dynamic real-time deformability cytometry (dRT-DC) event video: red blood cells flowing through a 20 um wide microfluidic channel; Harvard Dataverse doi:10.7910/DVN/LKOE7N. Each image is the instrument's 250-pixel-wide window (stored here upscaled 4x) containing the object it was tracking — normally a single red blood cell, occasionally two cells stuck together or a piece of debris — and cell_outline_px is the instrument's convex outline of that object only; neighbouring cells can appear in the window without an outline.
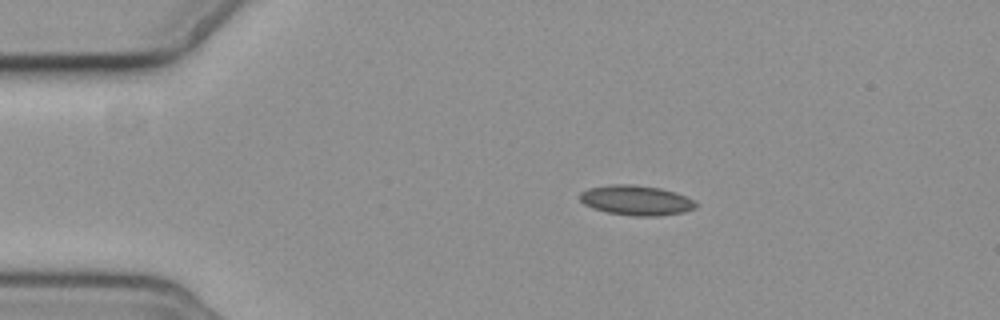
{"species": "common noctule bat (a hibernating species)", "species_latin": "Nyctalus noctula", "temperature_condition": "cold", "stored_images_in_passage": 8, "camera_frame_rate_fps": 3000, "um_per_image_px": 0.085, "animal": {"sex": "female", "body_mass_g": 19.3, "forearm_length_mm": 54.1}, "frame": {"image": 1, "passage_image": 3, "time_ms": 2.333, "image_size_px": [1000, 320], "cell_outline_px": [[696, 208], [684, 212], [656, 216], [636, 216], [608, 212], [592, 208], [584, 204], [580, 200], [580, 192], [588, 188], [612, 184], [636, 184], [660, 188], [676, 192], [692, 200], [696, 204]], "centroid_in_image_um": [54.05, 17.01], "position_along_channel_um": 30.9, "area_um2": 20.17}}
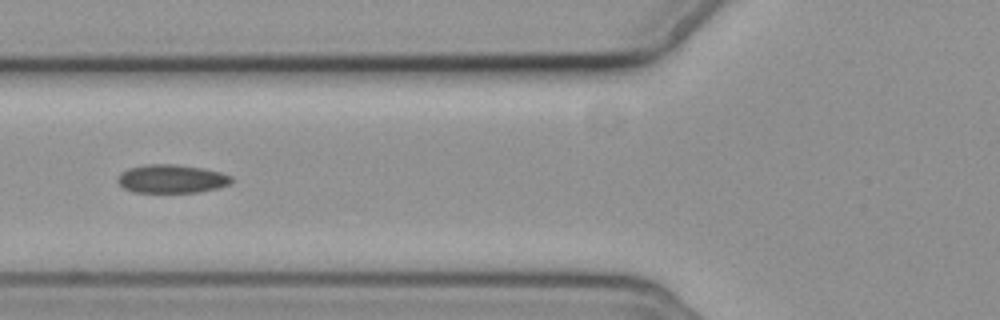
{"frame": {"image": 2, "passage_image": 6, "time_ms": 6.0, "image_size_px": [1000, 320], "cell_outline_px": [[232, 180], [228, 184], [216, 188], [200, 192], [132, 192], [124, 188], [116, 180], [120, 172], [128, 168], [148, 164], [176, 164], [200, 168], [220, 172], [232, 176]], "centroid_in_image_um": [14.54, 15.2], "position_along_channel_um": 111.3, "area_um2": 18.79}}
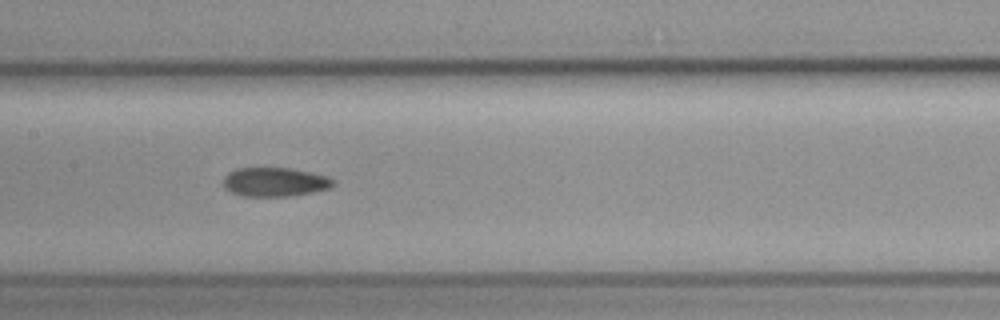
{"frame": {"image": 3, "passage_image": 8, "time_ms": 8.0, "image_size_px": [1000, 320], "cell_outline_px": [[332, 184], [328, 188], [312, 192], [288, 196], [240, 196], [224, 188], [224, 176], [228, 172], [236, 168], [292, 168], [312, 172], [328, 176], [332, 180]], "centroid_in_image_um": [23.31, 15.46], "position_along_channel_um": 184.1, "area_um2": 18.5}}